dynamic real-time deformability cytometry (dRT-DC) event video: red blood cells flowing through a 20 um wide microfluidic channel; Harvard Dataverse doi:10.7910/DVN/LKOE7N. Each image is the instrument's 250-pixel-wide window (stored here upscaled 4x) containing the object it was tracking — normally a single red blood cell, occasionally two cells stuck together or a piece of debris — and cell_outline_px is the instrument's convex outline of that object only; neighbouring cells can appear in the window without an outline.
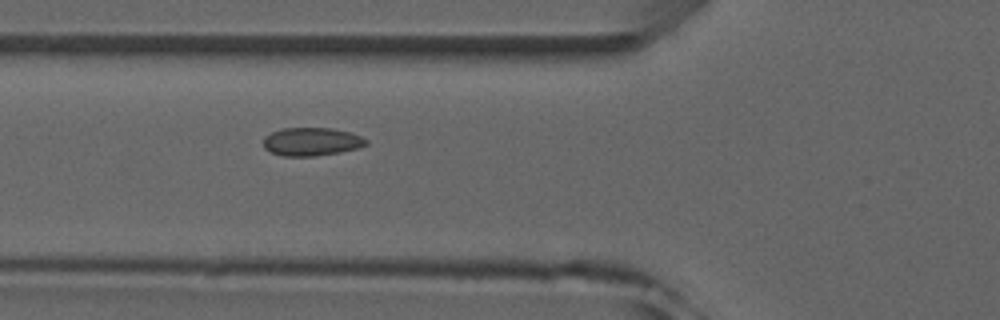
{"species": "common noctule bat (a hibernating species)", "species_latin": "Nyctalus noctula", "temperature_condition": "room temperature", "stored_images_in_passage": 6, "camera_frame_rate_fps": 3000, "um_per_image_px": 0.085, "animal": {"sex": "male", "forearm_length_mm": 52.5}, "frame": {"image": 1, "passage_image": 6, "time_ms": 5.667, "image_size_px": [1000, 320], "cell_outline_px": [[368, 144], [356, 148], [340, 152], [312, 156], [284, 156], [272, 152], [264, 148], [264, 136], [272, 132], [284, 128], [332, 128], [348, 132], [360, 136], [368, 140]], "centroid_in_image_um": [26.47, 12.04], "position_along_channel_um": 99.3, "area_um2": 16.7}}